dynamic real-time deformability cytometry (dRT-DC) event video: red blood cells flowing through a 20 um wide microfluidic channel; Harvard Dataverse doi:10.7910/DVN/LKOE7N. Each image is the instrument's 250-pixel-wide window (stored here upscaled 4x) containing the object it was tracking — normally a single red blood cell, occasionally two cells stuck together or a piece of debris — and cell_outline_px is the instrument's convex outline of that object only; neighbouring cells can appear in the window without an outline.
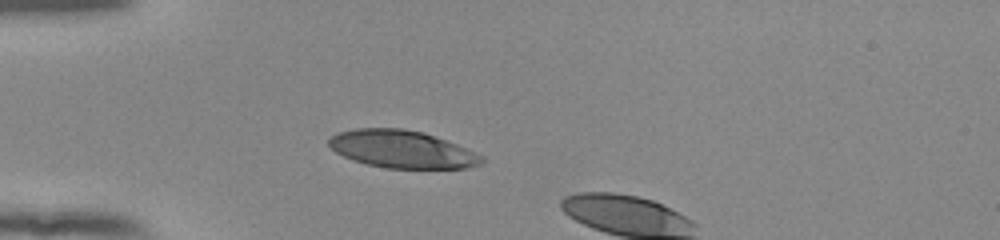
{"species": "human", "species_latin": "Homo sapiens", "temperature_condition": "room temperature", "stored_images_in_passage": 3, "camera_frame_rate_fps": 3000, "um_per_image_px": 0.085, "donor": {"sex": "female"}, "frame": {"image": 1, "passage_image": 1, "time_ms": 0.0, "image_size_px": [1000, 240], "cell_outline_px": [[484, 160], [480, 164], [468, 168], [388, 168], [368, 164], [352, 160], [336, 152], [328, 144], [328, 140], [336, 132], [356, 128], [404, 128], [424, 132], [456, 144], [484, 156]], "centroid_in_image_um": [34.16, 12.67], "position_along_channel_um": 50.8, "area_um2": 33.41}}